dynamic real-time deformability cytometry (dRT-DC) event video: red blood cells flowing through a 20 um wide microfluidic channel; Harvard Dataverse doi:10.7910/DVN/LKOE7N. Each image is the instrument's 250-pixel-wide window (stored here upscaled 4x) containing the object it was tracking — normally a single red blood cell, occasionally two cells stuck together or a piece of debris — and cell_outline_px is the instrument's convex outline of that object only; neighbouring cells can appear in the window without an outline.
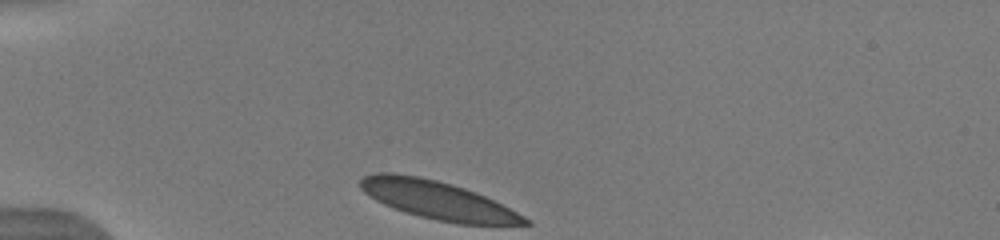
{"species": "human", "species_latin": "Homo sapiens", "temperature_condition": "warm", "stored_images_in_passage": 33, "camera_frame_rate_fps": 3000, "um_per_image_px": 0.085, "donor": {"sex": "male"}, "frame": {"image": 1, "passage_image": 1, "time_ms": 0.0, "image_size_px": [1000, 240], "cell_outline_px": [[532, 224], [456, 224], [436, 220], [420, 216], [384, 204], [376, 200], [364, 192], [360, 188], [360, 180], [364, 176], [376, 172], [392, 172], [416, 176], [436, 180], [452, 184], [476, 192], [532, 220]], "centroid_in_image_um": [37.18, 17.0], "position_along_channel_um": 47.8, "area_um2": 36.07}}
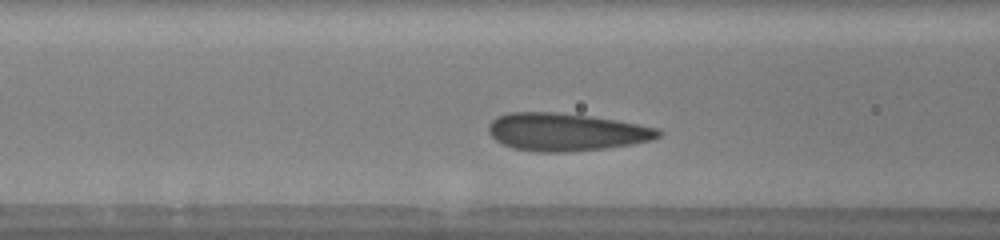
{"frame": {"image": 2, "passage_image": 9, "time_ms": 2.667, "image_size_px": [1000, 240], "cell_outline_px": [[664, 132], [660, 136], [652, 140], [632, 144], [604, 148], [564, 152], [536, 152], [512, 148], [496, 140], [488, 132], [488, 124], [496, 116], [508, 112], [556, 112], [592, 116], [616, 120], [660, 128]], "centroid_in_image_um": [48.12, 11.21], "position_along_channel_um": 118.5, "area_um2": 37.57}}
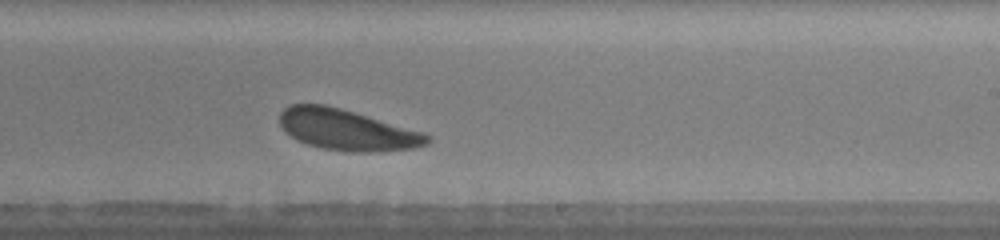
{"frame": {"image": 3, "passage_image": 20, "time_ms": 6.333, "image_size_px": [1000, 240], "cell_outline_px": [[432, 140], [428, 144], [412, 148], [372, 152], [352, 152], [324, 148], [308, 144], [296, 140], [280, 124], [280, 112], [284, 108], [292, 104], [324, 104], [340, 108], [424, 132], [432, 136]], "centroid_in_image_um": [29.53, 11.03], "position_along_channel_um": 259.5, "area_um2": 34.91}, "authors_computed_cell_mechanics": {"area_um2": 36.2984, "velocity_mm_per_s": 3.8557, "shape_relaxation_time_tau1_ms": 3.1406, "shape_relaxation_time_tau2_ms": null, "deformation_change_tau1": 0.113, "deformation_change_tau2": null}}